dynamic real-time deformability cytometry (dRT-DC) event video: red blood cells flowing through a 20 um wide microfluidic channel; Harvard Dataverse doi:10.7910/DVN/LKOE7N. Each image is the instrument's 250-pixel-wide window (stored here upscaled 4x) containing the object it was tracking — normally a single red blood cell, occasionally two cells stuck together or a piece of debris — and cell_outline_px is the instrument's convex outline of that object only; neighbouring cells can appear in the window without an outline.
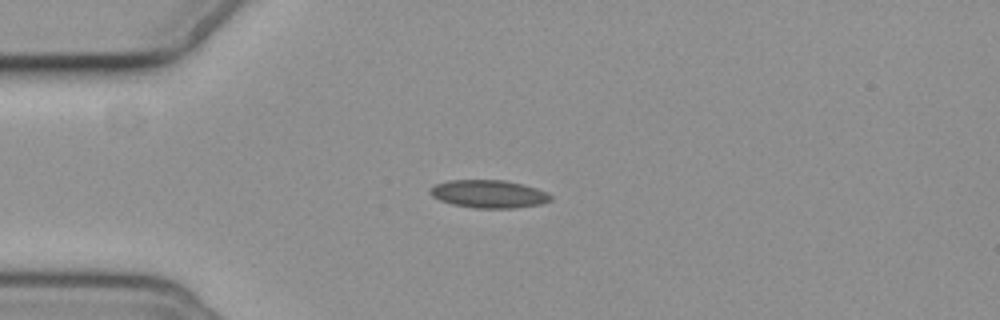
{"species": "common noctule bat (a hibernating species)", "species_latin": "Nyctalus noctula", "temperature_condition": "cold", "stored_images_in_passage": 14, "camera_frame_rate_fps": 3000, "um_per_image_px": 0.085, "animal": {"sex": "female", "body_mass_g": 19.3, "forearm_length_mm": 54.1}, "frame": {"image": 1, "passage_image": 3, "time_ms": 3.333, "image_size_px": [1000, 320], "cell_outline_px": [[552, 200], [540, 204], [516, 208], [476, 208], [452, 204], [440, 200], [432, 196], [428, 192], [436, 184], [448, 180], [504, 180], [536, 188], [548, 192], [552, 196]], "centroid_in_image_um": [41.56, 16.49], "position_along_channel_um": 43.4, "area_um2": 19.54}}
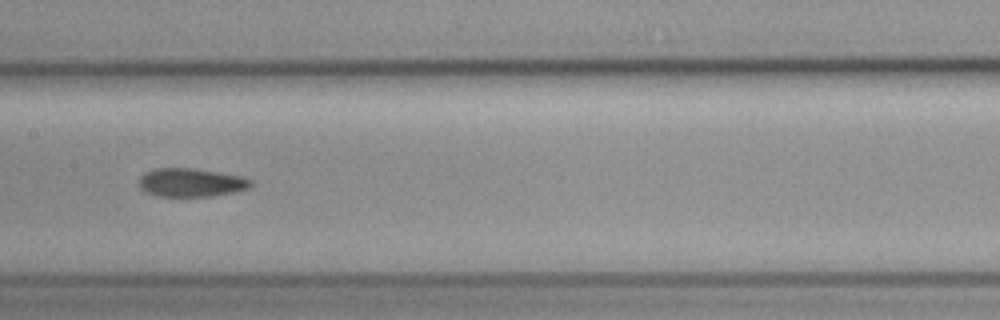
{"frame": {"image": 2, "passage_image": 7, "time_ms": 8.0, "image_size_px": [1000, 320], "cell_outline_px": [[252, 188], [236, 192], [212, 196], [156, 196], [144, 192], [136, 184], [140, 176], [144, 172], [156, 168], [192, 168], [240, 176], [252, 180]], "centroid_in_image_um": [16.2, 15.52], "position_along_channel_um": 191.2, "area_um2": 18.84}}
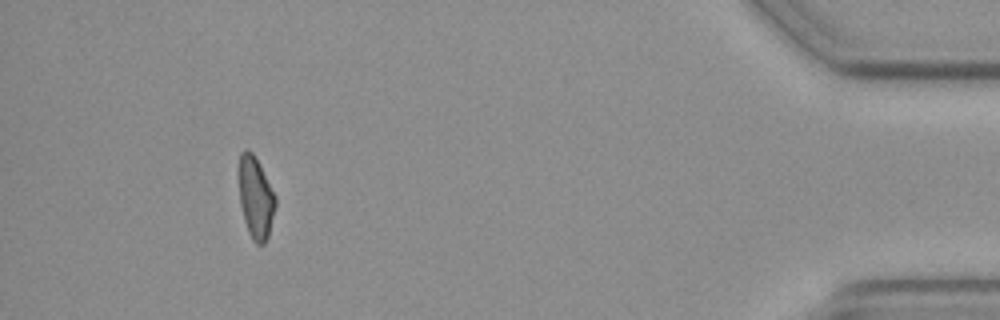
{"frame": {"image": 3, "passage_image": 13, "time_ms": 16.0, "image_size_px": [1000, 320], "cell_outline_px": [[276, 204], [268, 236], [264, 244], [256, 244], [252, 240], [248, 232], [244, 220], [240, 204], [240, 152], [244, 148], [248, 148], [252, 152], [276, 196]], "centroid_in_image_um": [21.74, 16.83], "position_along_channel_um": 413.5, "area_um2": 17.11}}